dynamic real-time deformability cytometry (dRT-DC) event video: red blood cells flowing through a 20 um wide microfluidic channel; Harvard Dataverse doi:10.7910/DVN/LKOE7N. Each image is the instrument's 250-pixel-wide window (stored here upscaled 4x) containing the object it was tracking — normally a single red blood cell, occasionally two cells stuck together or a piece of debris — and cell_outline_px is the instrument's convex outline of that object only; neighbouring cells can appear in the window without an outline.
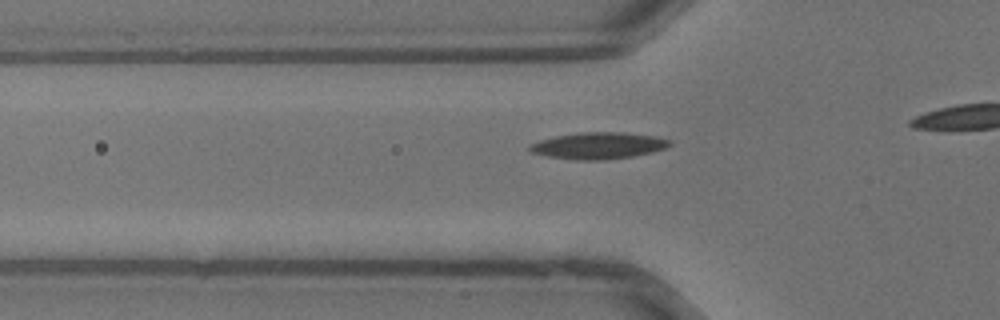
{"species": "common noctule bat (a hibernating species)", "species_latin": "Nyctalus noctula", "temperature_condition": "warm", "stored_images_in_passage": 6, "camera_frame_rate_fps": 3000, "um_per_image_px": 0.085, "animal": {"sex": "male", "body_mass_g": 13.3}, "frame": {"image": 1, "passage_image": 2, "time_ms": 0.333, "image_size_px": [1000, 320], "cell_outline_px": [[672, 144], [664, 148], [652, 152], [632, 156], [604, 160], [576, 160], [548, 156], [532, 152], [528, 148], [532, 144], [540, 140], [556, 136], [580, 132], [620, 132], [656, 136], [668, 140]], "centroid_in_image_um": [50.87, 12.38], "position_along_channel_um": 74.9, "area_um2": 21.44}}
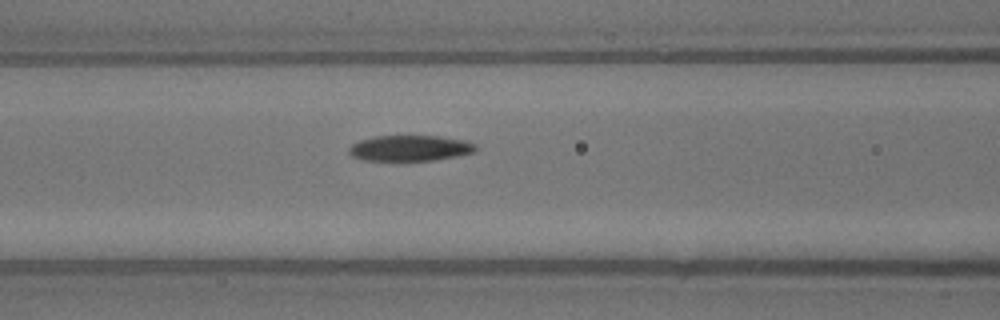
{"frame": {"image": 2, "passage_image": 5, "time_ms": 1.333, "image_size_px": [1000, 320], "cell_outline_px": [[476, 152], [456, 156], [432, 160], [364, 160], [352, 156], [348, 152], [348, 148], [352, 144], [360, 140], [376, 136], [440, 136], [464, 140], [476, 144]], "centroid_in_image_um": [34.85, 12.58], "position_along_channel_um": 131.7, "area_um2": 18.9}}